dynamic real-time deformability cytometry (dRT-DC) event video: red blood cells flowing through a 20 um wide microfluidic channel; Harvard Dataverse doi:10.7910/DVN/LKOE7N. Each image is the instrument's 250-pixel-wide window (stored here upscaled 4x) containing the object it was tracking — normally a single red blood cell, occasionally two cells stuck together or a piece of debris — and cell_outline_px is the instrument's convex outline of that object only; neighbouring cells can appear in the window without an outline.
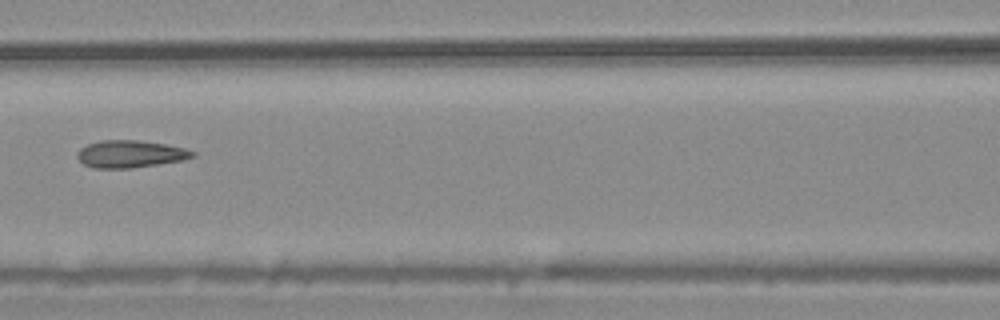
{"species": "common noctule bat (a hibernating species)", "species_latin": "Nyctalus noctula", "temperature_condition": "warm", "stored_images_in_passage": 10, "camera_frame_rate_fps": 3000, "um_per_image_px": 0.085, "animal": {"sex": "male", "body_mass_g": 20.4}, "frame": {"image": 1, "passage_image": 7, "time_ms": 2.0, "image_size_px": [1000, 320], "cell_outline_px": [[196, 156], [184, 160], [132, 168], [92, 168], [84, 164], [76, 156], [76, 152], [80, 148], [88, 144], [100, 140], [136, 140], [164, 144], [184, 148], [196, 152]], "centroid_in_image_um": [11.06, 13.09], "position_along_channel_um": 155.5, "area_um2": 18.38}}
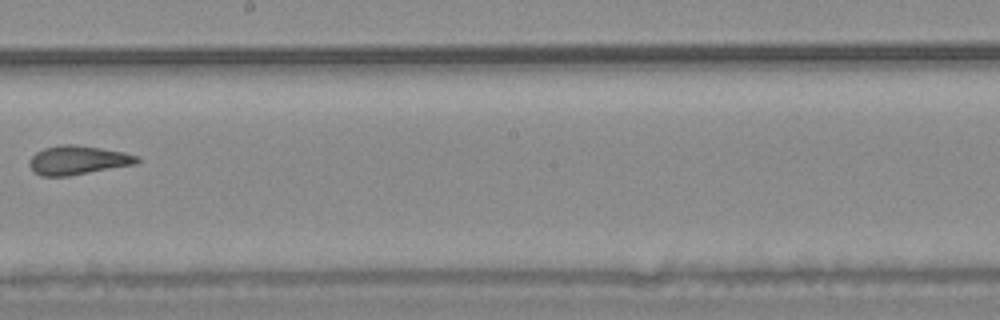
{"frame": {"image": 2, "passage_image": 9, "time_ms": 2.667, "image_size_px": [1000, 320], "cell_outline_px": [[140, 160], [136, 164], [68, 176], [40, 176], [28, 164], [32, 156], [36, 152], [44, 148], [60, 144], [72, 144], [100, 148], [124, 152], [140, 156]], "centroid_in_image_um": [6.63, 13.61], "position_along_channel_um": 241.6, "area_um2": 18.09}}